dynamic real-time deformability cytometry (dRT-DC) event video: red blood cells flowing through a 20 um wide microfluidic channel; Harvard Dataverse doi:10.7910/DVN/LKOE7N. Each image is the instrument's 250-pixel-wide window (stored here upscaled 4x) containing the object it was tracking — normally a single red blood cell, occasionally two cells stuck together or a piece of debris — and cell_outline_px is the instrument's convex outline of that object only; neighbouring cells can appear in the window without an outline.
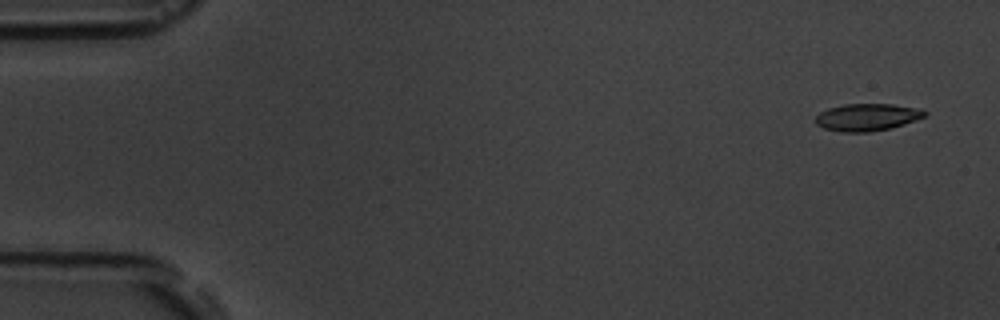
{"species": "common noctule bat (a hibernating species)", "species_latin": "Nyctalus noctula", "temperature_condition": "room temperature", "stored_images_in_passage": 5, "camera_frame_rate_fps": 3000, "um_per_image_px": 0.085, "animal": {"sex": "male", "body_mass_g": 19.5, "forearm_length_mm": 54.6}, "frame": {"image": 1, "passage_image": 1, "time_ms": 0.0, "image_size_px": [1000, 320], "cell_outline_px": [[928, 112], [924, 116], [916, 120], [892, 128], [868, 132], [840, 132], [824, 128], [816, 124], [816, 116], [820, 112], [828, 108], [844, 104], [892, 104], [920, 108]], "centroid_in_image_um": [73.72, 9.96], "position_along_channel_um": 11.3, "area_um2": 17.4}}
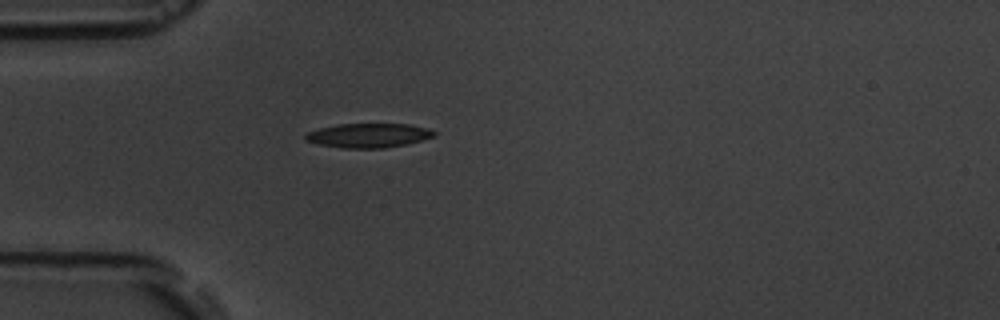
{"frame": {"image": 2, "passage_image": 5, "time_ms": 4.333, "image_size_px": [1000, 320], "cell_outline_px": [[436, 132], [432, 136], [408, 144], [384, 148], [340, 148], [320, 144], [304, 140], [304, 136], [308, 132], [320, 128], [336, 124], [408, 124], [428, 128]], "centroid_in_image_um": [31.29, 11.51], "position_along_channel_um": 53.7, "area_um2": 18.09}}